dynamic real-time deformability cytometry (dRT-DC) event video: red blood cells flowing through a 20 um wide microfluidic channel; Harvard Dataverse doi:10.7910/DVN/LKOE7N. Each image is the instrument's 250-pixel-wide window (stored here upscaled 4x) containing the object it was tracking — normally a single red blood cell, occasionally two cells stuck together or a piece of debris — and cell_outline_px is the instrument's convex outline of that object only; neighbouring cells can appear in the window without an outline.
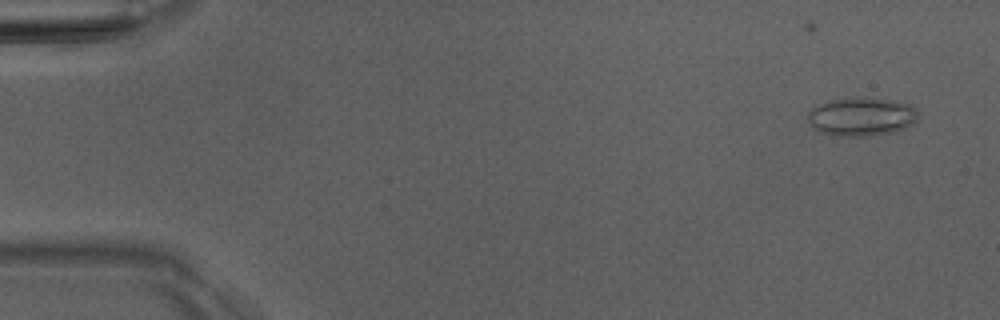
{"species": "Egyptian fruit bat (a non-hibernating species)", "species_latin": "Rousettus aegyptiacus", "temperature_condition": "room temperature", "stored_images_in_passage": 6, "camera_frame_rate_fps": 3000, "um_per_image_px": 0.085, "animal": {"sex": "male"}, "frame": {"image": 1, "passage_image": 2, "time_ms": 1.0, "image_size_px": [1000, 320], "cell_outline_px": [[920, 112], [916, 120], [912, 124], [896, 132], [868, 136], [832, 136], [820, 132], [808, 120], [808, 112], [816, 104], [828, 100], [904, 100], [912, 104]], "centroid_in_image_um": [73.28, 9.95], "position_along_channel_um": 11.7, "area_um2": 24.57}}